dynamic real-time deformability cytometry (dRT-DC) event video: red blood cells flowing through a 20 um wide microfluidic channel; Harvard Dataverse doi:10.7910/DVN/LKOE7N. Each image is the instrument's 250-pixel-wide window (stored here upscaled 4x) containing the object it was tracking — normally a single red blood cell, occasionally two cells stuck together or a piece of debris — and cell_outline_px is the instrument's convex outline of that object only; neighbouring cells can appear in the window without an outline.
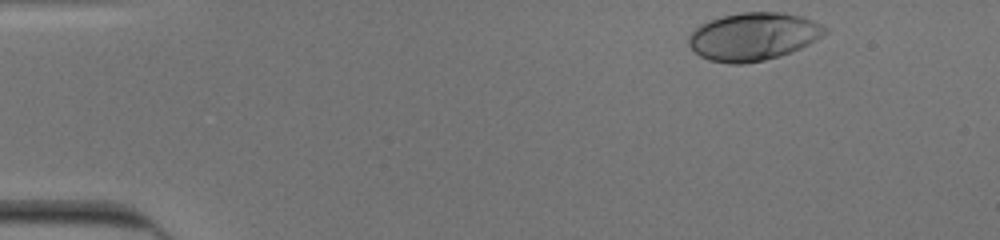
{"species": "human", "species_latin": "Homo sapiens", "temperature_condition": "cold", "stored_images_in_passage": 37, "camera_frame_rate_fps": 3000, "um_per_image_px": 0.085, "donor": {"sex": "male"}, "frame": {"image": 1, "passage_image": 1, "time_ms": 0.0, "image_size_px": [1000, 240], "cell_outline_px": [[828, 32], [816, 40], [792, 52], [780, 56], [764, 60], [744, 64], [732, 64], [708, 60], [700, 56], [688, 44], [688, 36], [700, 24], [724, 16], [740, 12], [784, 12], [804, 16], [828, 28]], "centroid_in_image_um": [64.05, 3.1], "position_along_channel_um": 20.9, "area_um2": 38.09}}
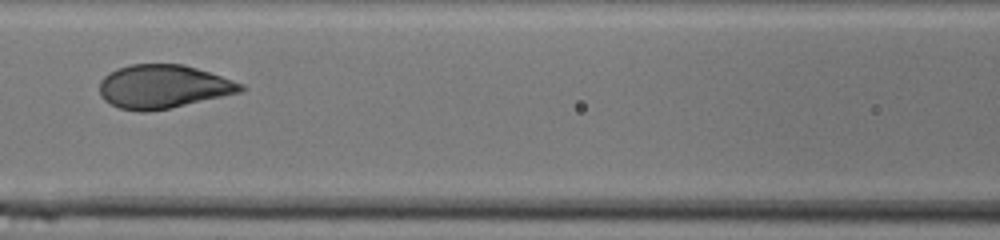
{"frame": {"image": 2, "passage_image": 19, "time_ms": 6.0, "image_size_px": [1000, 240], "cell_outline_px": [[248, 88], [240, 92], [168, 108], [144, 112], [140, 112], [120, 108], [104, 100], [100, 96], [100, 80], [104, 76], [116, 68], [128, 64], [184, 64], [244, 84]], "centroid_in_image_um": [13.84, 7.35], "position_along_channel_um": 152.8, "area_um2": 35.6}}
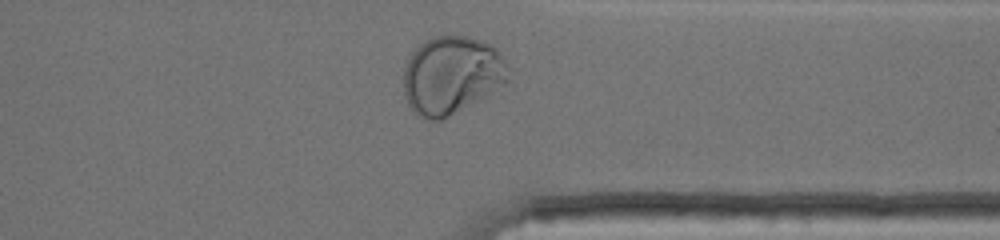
{"frame": {"image": 3, "passage_image": 36, "time_ms": 11.667, "image_size_px": [1000, 240], "cell_outline_px": [[508, 80], [492, 92], [448, 116], [440, 120], [424, 120], [416, 116], [412, 112], [404, 96], [404, 68], [412, 52], [424, 40], [432, 36], [468, 36], [492, 44], [496, 48], [504, 64]], "centroid_in_image_um": [38.32, 6.39], "position_along_channel_um": 373.1, "area_um2": 47.22}, "authors_computed_cell_mechanics": {"area_um2": 36.5874, "velocity_mm_per_s": 3.9058, "shape_relaxation_time_tau1_ms": 4.3902, "shape_relaxation_time_tau2_ms": null, "deformation_change_tau1": 0.2152, "deformation_change_tau2": null}}